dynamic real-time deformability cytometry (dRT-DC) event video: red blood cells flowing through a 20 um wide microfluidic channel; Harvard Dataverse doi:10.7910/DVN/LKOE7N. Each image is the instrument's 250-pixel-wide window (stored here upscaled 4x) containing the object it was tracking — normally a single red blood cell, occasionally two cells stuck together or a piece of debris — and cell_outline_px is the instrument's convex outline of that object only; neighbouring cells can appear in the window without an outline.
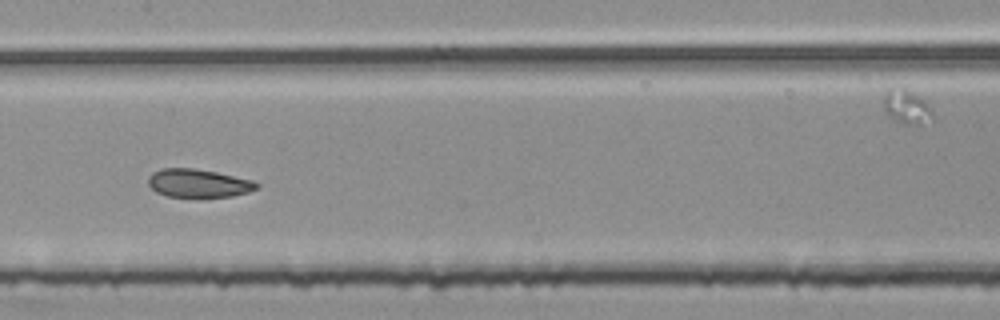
{"species": "common noctule bat (a hibernating species)", "species_latin": "Nyctalus noctula", "temperature_condition": "room temperature", "stored_images_in_passage": 54, "segment_of_instrument_passage": [2, 2], "camera_frame_rate_fps": 3000, "um_per_image_px": 0.085, "animal": {"sex": "female", "body_mass_g": 25.1}, "frame": {"image": 1, "passage_image": 28, "time_ms": 9.0, "image_size_px": [1000, 320], "cell_outline_px": [[260, 188], [248, 192], [232, 196], [200, 200], [168, 196], [156, 192], [148, 184], [148, 176], [152, 172], [160, 168], [192, 168], [216, 172], [252, 180], [260, 184]], "centroid_in_image_um": [16.87, 15.62], "position_along_channel_um": 190.5, "area_um2": 18.67}}
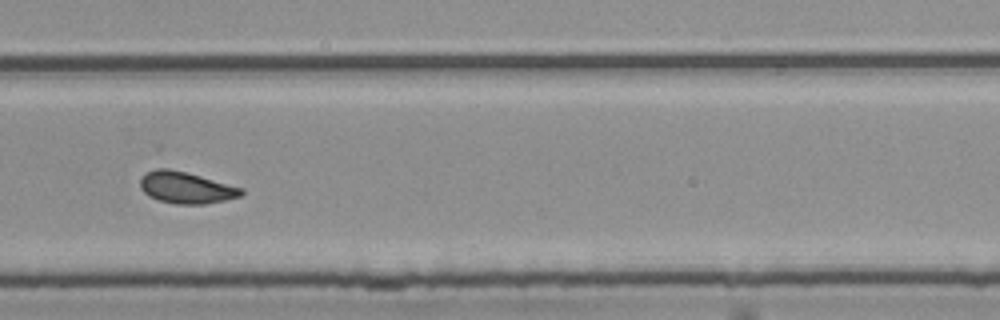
{"frame": {"image": 2, "passage_image": 38, "time_ms": 12.333, "image_size_px": [1000, 320], "cell_outline_px": [[244, 192], [240, 196], [224, 200], [204, 204], [176, 204], [160, 200], [148, 196], [140, 188], [140, 180], [148, 172], [156, 168], [168, 168], [200, 176], [244, 188]], "centroid_in_image_um": [15.82, 15.95], "position_along_channel_um": 314.0, "area_um2": 18.38}}
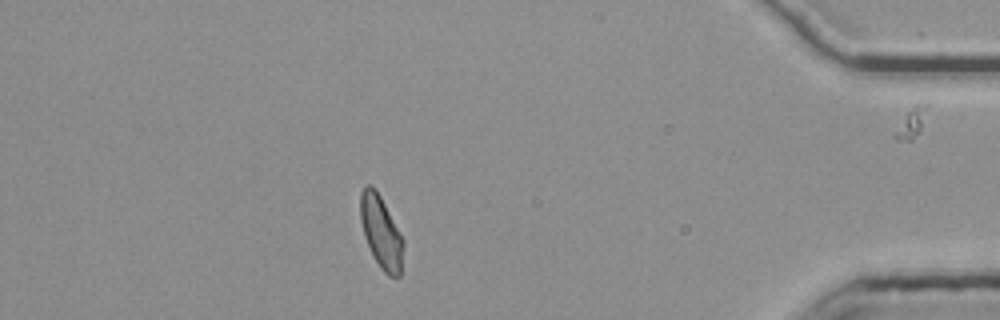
{"frame": {"image": 3, "passage_image": 49, "time_ms": 16.0, "image_size_px": [1000, 320], "cell_outline_px": [[404, 244], [400, 276], [388, 276], [380, 268], [364, 236], [360, 220], [360, 192], [364, 184], [368, 184], [380, 196], [404, 240]], "centroid_in_image_um": [32.39, 19.73], "position_along_channel_um": 402.8, "area_um2": 17.86}}